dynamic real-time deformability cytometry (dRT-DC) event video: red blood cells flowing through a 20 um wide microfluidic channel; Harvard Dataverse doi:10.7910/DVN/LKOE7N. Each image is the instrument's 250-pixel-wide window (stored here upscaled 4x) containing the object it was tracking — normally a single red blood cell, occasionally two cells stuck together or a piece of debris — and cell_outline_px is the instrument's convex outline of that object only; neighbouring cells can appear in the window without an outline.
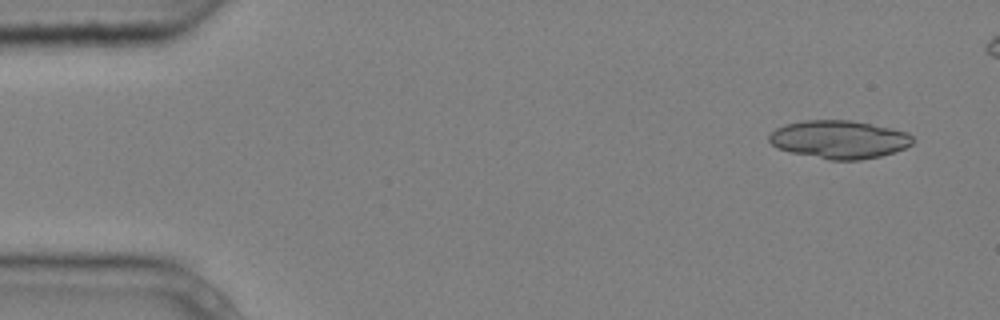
{"species": "common noctule bat (a hibernating species)", "species_latin": "Nyctalus noctula", "temperature_condition": "cold", "stored_images_in_passage": 6, "segment_of_instrument_passage": [1, 2], "camera_frame_rate_fps": 3000, "um_per_image_px": 0.085, "animal": {"sex": "male", "body_mass_g": 20.4}, "frame": {"image": 1, "passage_image": 1, "time_ms": 0.0, "image_size_px": [1000, 320], "cell_outline_px": [[912, 144], [904, 148], [880, 156], [860, 160], [832, 160], [792, 152], [776, 148], [768, 140], [768, 136], [776, 128], [784, 124], [804, 120], [852, 120], [892, 128], [908, 132], [912, 136]], "centroid_in_image_um": [71.32, 11.84], "position_along_channel_um": 13.7, "area_um2": 31.85}}